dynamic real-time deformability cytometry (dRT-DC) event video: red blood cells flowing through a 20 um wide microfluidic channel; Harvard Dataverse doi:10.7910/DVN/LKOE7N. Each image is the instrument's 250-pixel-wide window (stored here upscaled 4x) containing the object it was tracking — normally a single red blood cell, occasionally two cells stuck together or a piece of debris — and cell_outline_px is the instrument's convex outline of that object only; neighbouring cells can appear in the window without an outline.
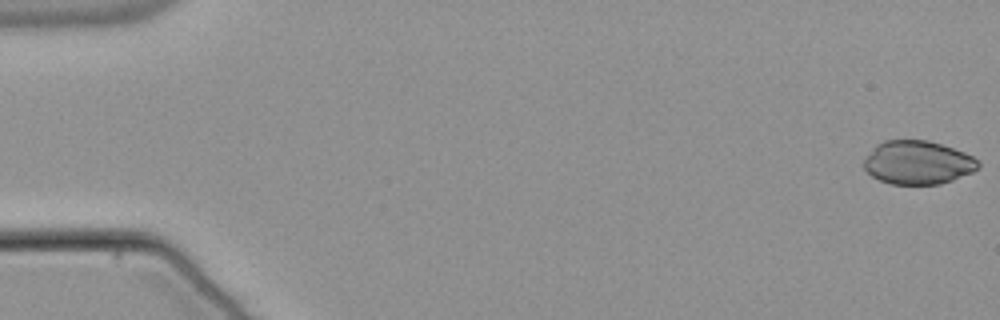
{"species": "common noctule bat (a hibernating species)", "species_latin": "Nyctalus noctula", "temperature_condition": "warm", "stored_images_in_passage": 54, "camera_frame_rate_fps": 3000, "um_per_image_px": 0.085, "animal": {"sex": "male", "body_mass_g": 21.5, "forearm_length_mm": 52.0}, "frame": {"image": 1, "passage_image": 1, "time_ms": 0.0, "image_size_px": [1000, 320], "cell_outline_px": [[980, 168], [972, 172], [952, 180], [940, 184], [892, 184], [880, 180], [872, 176], [864, 168], [864, 160], [872, 148], [876, 144], [884, 140], [928, 140], [964, 152], [972, 156], [980, 164]], "centroid_in_image_um": [78.0, 13.81], "position_along_channel_um": 7.0, "area_um2": 28.9}}
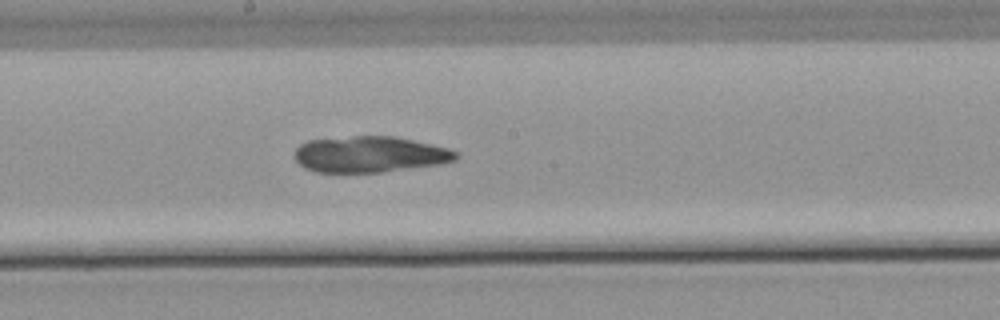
{"frame": {"image": 2, "passage_image": 30, "time_ms": 9.667, "image_size_px": [1000, 320], "cell_outline_px": [[460, 156], [456, 160], [436, 164], [380, 172], [316, 172], [304, 168], [296, 160], [296, 148], [300, 144], [308, 140], [352, 136], [396, 136], [448, 148], [460, 152]], "centroid_in_image_um": [31.44, 13.11], "position_along_channel_um": 216.8, "area_um2": 33.81}}
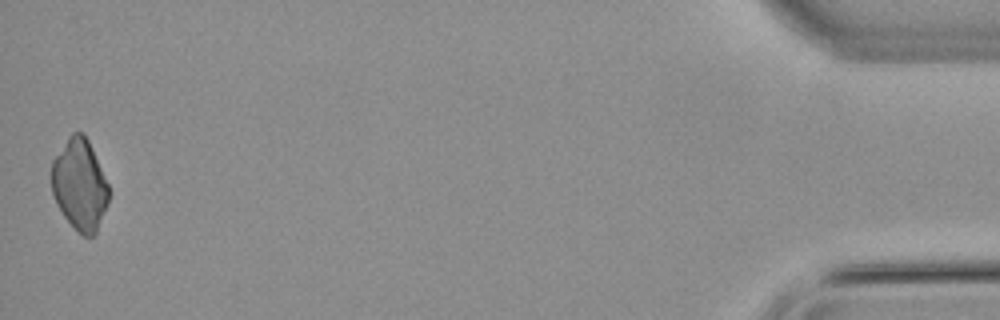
{"frame": {"image": 3, "passage_image": 54, "time_ms": 17.667, "image_size_px": [1000, 320], "cell_outline_px": [[108, 200], [96, 232], [92, 236], [84, 236], [64, 216], [56, 204], [52, 192], [52, 160], [68, 136], [72, 132], [84, 132], [88, 140], [108, 184]], "centroid_in_image_um": [6.75, 15.65], "position_along_channel_um": 428.4, "area_um2": 29.88}}